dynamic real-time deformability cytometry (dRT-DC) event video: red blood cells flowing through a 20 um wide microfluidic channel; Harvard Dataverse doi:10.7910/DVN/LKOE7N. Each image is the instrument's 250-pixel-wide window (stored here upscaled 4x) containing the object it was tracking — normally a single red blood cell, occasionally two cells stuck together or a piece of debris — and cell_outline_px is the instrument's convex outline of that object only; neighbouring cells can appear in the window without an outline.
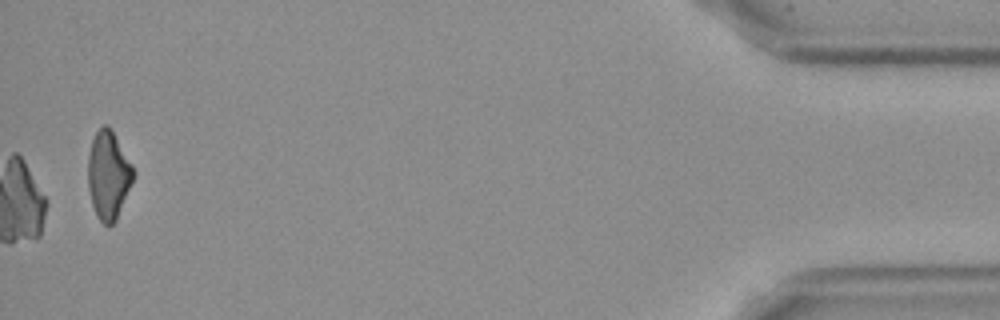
{"species": "Egyptian fruit bat (a non-hibernating species)", "species_latin": "Rousettus aegyptiacus", "temperature_condition": "cold", "stored_images_in_passage": 55, "camera_frame_rate_fps": 3000, "um_per_image_px": 0.085, "frame": {"image": 1, "passage_image": 55, "time_ms": 18.0, "image_size_px": [1000, 320], "cell_outline_px": [[136, 172], [116, 220], [108, 228], [96, 216], [92, 204], [88, 188], [88, 156], [92, 140], [100, 124], [108, 124], [112, 128], [132, 164]], "centroid_in_image_um": [9.21, 14.85], "position_along_channel_um": 426.0, "area_um2": 23.58}}